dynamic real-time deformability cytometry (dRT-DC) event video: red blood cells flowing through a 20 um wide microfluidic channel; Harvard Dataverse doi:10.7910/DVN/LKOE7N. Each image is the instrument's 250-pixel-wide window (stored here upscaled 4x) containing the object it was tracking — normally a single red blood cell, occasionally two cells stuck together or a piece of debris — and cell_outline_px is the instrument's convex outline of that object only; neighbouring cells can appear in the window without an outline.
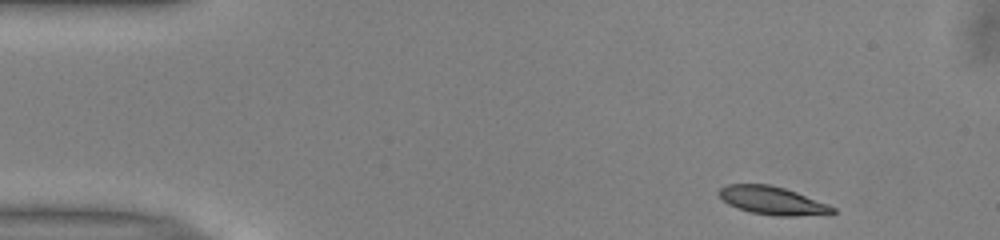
{"species": "common noctule bat (a hibernating species)", "species_latin": "Nyctalus noctula", "temperature_condition": "warm", "stored_images_in_passage": 47, "camera_frame_rate_fps": 3000, "um_per_image_px": 0.085, "animal": {"sex": "male", "body_mass_g": 13.0, "forearm_length_mm": 53.1}, "frame": {"image": 1, "passage_image": 1, "time_ms": 0.0, "image_size_px": [1000, 240], "cell_outline_px": [[836, 212], [828, 216], [776, 216], [752, 212], [736, 208], [728, 204], [716, 192], [720, 188], [728, 184], [768, 184], [784, 188], [796, 192], [828, 204], [836, 208]], "centroid_in_image_um": [65.71, 17.07], "position_along_channel_um": 19.3, "area_um2": 18.9}}
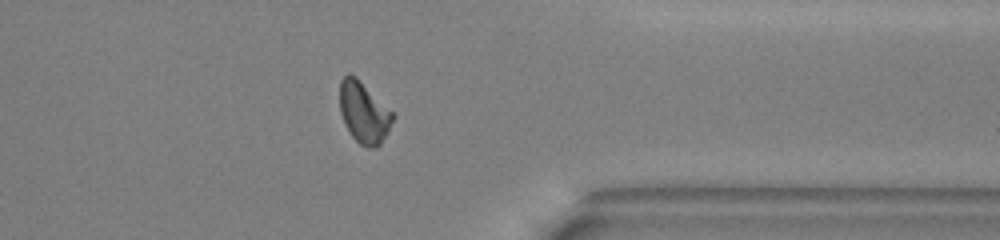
{"frame": {"image": 2, "passage_image": 36, "time_ms": 11.667, "image_size_px": [1000, 240], "cell_outline_px": [[396, 116], [388, 132], [380, 144], [376, 148], [368, 148], [360, 144], [352, 136], [344, 124], [340, 112], [340, 80], [348, 72], [356, 76]], "centroid_in_image_um": [30.92, 9.56], "position_along_channel_um": 380.5, "area_um2": 18.96}}
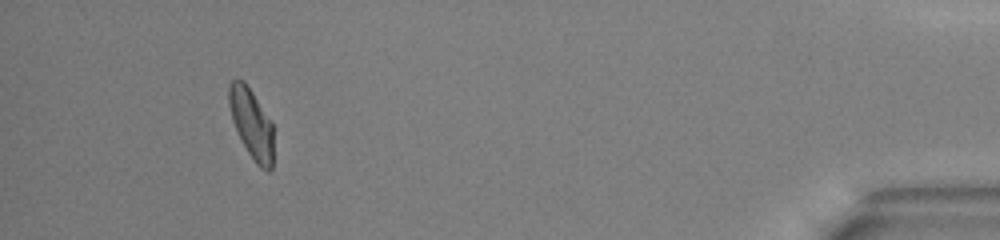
{"frame": {"image": 3, "passage_image": 43, "time_ms": 14.0, "image_size_px": [1000, 240], "cell_outline_px": [[272, 168], [268, 172], [260, 168], [256, 164], [248, 152], [232, 120], [228, 104], [228, 84], [232, 80], [244, 80], [252, 92], [272, 124]], "centroid_in_image_um": [21.35, 10.49], "position_along_channel_um": 413.8, "area_um2": 17.74}, "authors_computed_cell_mechanics": {"area_um2": 18.9584, "velocity_mm_per_s": 3.9628, "shape_relaxation_time_tau1_ms": 2.781, "shape_relaxation_time_tau2_ms": 2.4889, "deformation_change_tau1": 0.1374, "deformation_change_tau2": 0.0859}}